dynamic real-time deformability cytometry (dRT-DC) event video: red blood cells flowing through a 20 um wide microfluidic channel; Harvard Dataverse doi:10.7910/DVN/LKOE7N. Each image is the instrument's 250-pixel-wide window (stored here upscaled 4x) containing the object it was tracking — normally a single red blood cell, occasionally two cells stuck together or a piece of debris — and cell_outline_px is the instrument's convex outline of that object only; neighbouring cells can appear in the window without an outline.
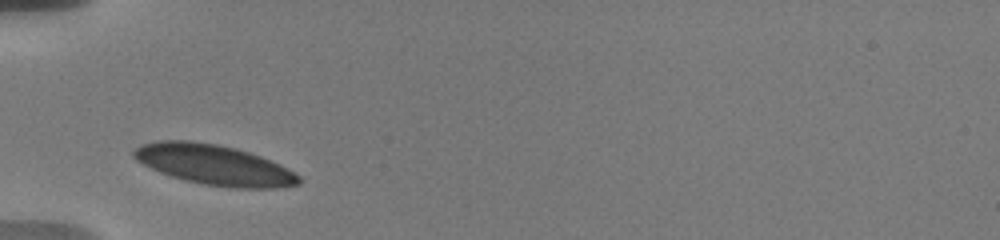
{"species": "human", "species_latin": "Homo sapiens", "temperature_condition": "warm", "stored_images_in_passage": 2, "camera_frame_rate_fps": 3000, "um_per_image_px": 0.085, "donor": {"sex": "male"}, "frame": {"image": 1, "passage_image": 1, "time_ms": 0.0, "image_size_px": [1000, 240], "cell_outline_px": [[300, 184], [276, 188], [236, 188], [204, 184], [184, 180], [160, 172], [136, 160], [132, 156], [132, 152], [140, 144], [156, 140], [192, 140], [216, 144], [236, 148], [260, 156], [300, 176]], "centroid_in_image_um": [18.14, 14.0], "position_along_channel_um": 66.9, "area_um2": 38.32}}
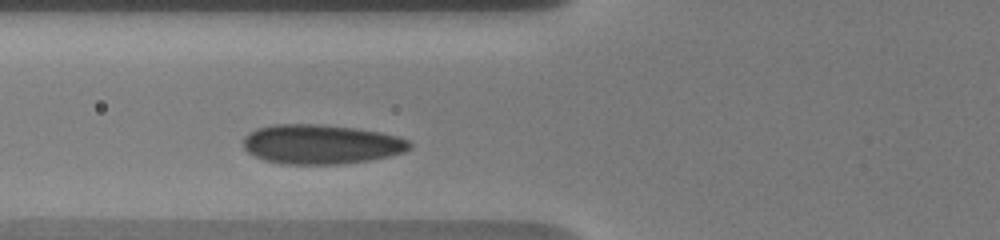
{"frame": {"image": 2, "passage_image": 2, "time_ms": 1.0, "image_size_px": [1000, 240], "cell_outline_px": [[412, 148], [404, 152], [388, 156], [368, 160], [340, 164], [280, 164], [264, 160], [248, 152], [244, 148], [244, 136], [248, 132], [256, 128], [272, 124], [320, 124], [356, 128], [380, 132], [396, 136], [408, 140], [412, 144]], "centroid_in_image_um": [27.27, 12.25], "position_along_channel_um": 98.5, "area_um2": 38.44}}